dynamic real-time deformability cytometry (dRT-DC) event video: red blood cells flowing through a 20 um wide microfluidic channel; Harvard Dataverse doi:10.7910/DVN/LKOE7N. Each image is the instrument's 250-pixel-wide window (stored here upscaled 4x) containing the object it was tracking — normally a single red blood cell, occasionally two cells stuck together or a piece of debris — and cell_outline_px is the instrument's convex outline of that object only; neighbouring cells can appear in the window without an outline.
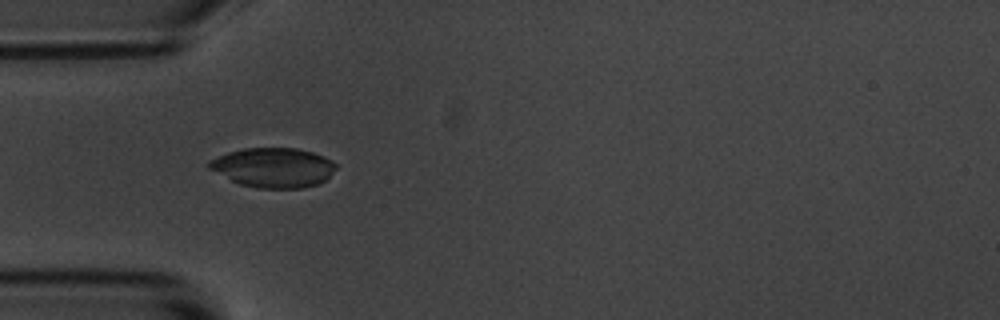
{"species": "common noctule bat (a hibernating species)", "species_latin": "Nyctalus noctula", "temperature_condition": "room temperature", "stored_images_in_passage": 49, "camera_frame_rate_fps": 3000, "um_per_image_px": 0.085, "animal": {"sex": "male", "body_mass_g": 20.1, "forearm_length_mm": 53.5}, "frame": {"image": 1, "passage_image": 11, "time_ms": 3.333, "image_size_px": [1000, 320], "cell_outline_px": [[336, 168], [320, 184], [304, 188], [256, 188], [240, 184], [208, 168], [208, 160], [228, 152], [244, 148], [296, 148], [312, 152], [324, 156], [332, 160], [336, 164]], "centroid_in_image_um": [23.24, 14.24], "position_along_channel_um": 61.8, "area_um2": 29.25}}
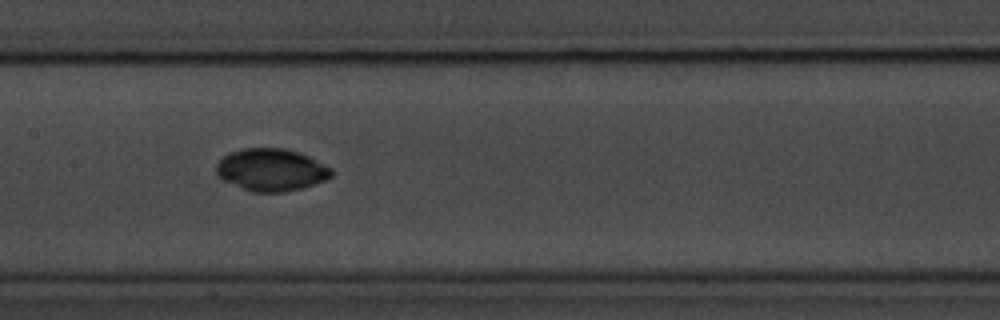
{"frame": {"image": 2, "passage_image": 21, "time_ms": 6.667, "image_size_px": [1000, 320], "cell_outline_px": [[332, 176], [324, 180], [300, 188], [284, 192], [252, 192], [224, 180], [216, 176], [216, 164], [228, 152], [240, 148], [284, 148], [308, 156], [332, 168]], "centroid_in_image_um": [23.02, 14.42], "position_along_channel_um": 184.4, "area_um2": 28.26}}
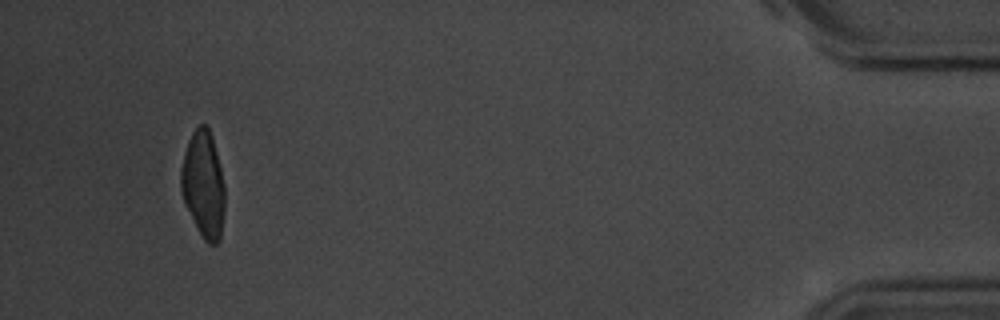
{"frame": {"image": 3, "passage_image": 46, "time_ms": 15.0, "image_size_px": [1000, 320], "cell_outline_px": [[224, 208], [220, 240], [216, 244], [208, 244], [204, 240], [184, 204], [180, 188], [180, 172], [184, 152], [188, 140], [192, 132], [200, 124], [204, 124], [208, 128], [212, 136], [224, 184]], "centroid_in_image_um": [17.27, 15.69], "position_along_channel_um": 417.9, "area_um2": 27.17}, "authors_computed_cell_mechanics": {"area_um2": 27.455, "velocity_mm_per_s": 3.6942, "shape_relaxation_time_tau1_ms": 2.9706, "shape_relaxation_time_tau2_ms": 4.4044, "deformation_change_tau1": 0.0686, "deformation_change_tau2": 0.0359}}